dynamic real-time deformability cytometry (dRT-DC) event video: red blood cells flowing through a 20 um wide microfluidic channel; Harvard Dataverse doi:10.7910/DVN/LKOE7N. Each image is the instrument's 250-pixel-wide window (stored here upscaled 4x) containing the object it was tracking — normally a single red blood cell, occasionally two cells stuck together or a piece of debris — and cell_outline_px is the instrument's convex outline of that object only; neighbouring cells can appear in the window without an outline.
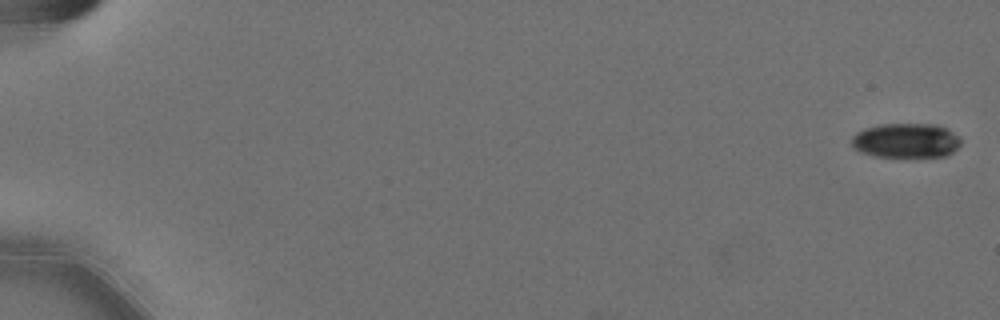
{"species": "Egyptian fruit bat (a non-hibernating species)", "species_latin": "Rousettus aegyptiacus", "temperature_condition": "cold", "stored_images_in_passage": 16, "camera_frame_rate_fps": 3000, "um_per_image_px": 0.085, "animal": {"sex": "female"}, "frame": {"image": 1, "passage_image": 1, "time_ms": 0.0, "image_size_px": [1000, 320], "cell_outline_px": [[960, 144], [952, 152], [944, 156], [872, 156], [860, 152], [852, 144], [852, 136], [856, 132], [864, 128], [880, 124], [936, 124], [944, 128], [956, 136], [960, 140]], "centroid_in_image_um": [76.95, 11.94], "position_along_channel_um": 8.0, "area_um2": 21.68}}